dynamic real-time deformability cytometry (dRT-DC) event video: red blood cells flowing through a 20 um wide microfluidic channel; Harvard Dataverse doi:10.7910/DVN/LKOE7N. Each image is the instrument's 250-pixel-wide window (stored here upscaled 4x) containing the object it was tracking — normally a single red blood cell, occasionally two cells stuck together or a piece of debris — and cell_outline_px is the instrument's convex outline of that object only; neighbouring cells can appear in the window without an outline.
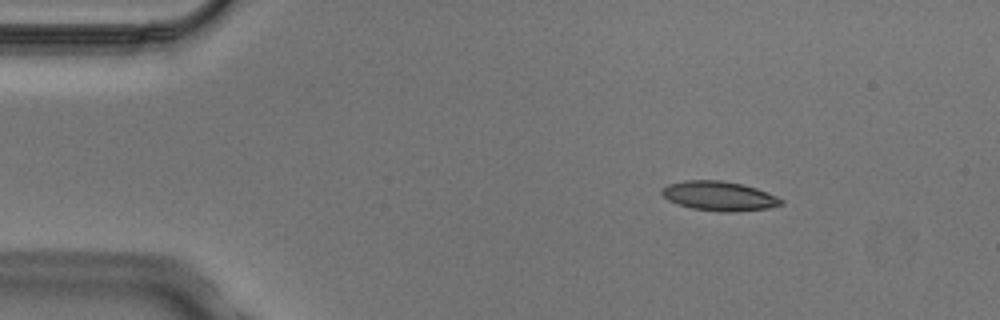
{"species": "Egyptian fruit bat (a non-hibernating species)", "species_latin": "Rousettus aegyptiacus", "temperature_condition": "cold", "stored_images_in_passage": 4, "camera_frame_rate_fps": 3000, "um_per_image_px": 0.085, "animal": {"sex": "male"}, "frame": {"image": 1, "passage_image": 2, "time_ms": 0.333, "image_size_px": [1000, 320], "cell_outline_px": [[784, 204], [768, 208], [736, 212], [724, 212], [692, 208], [676, 204], [668, 200], [660, 192], [660, 188], [668, 184], [684, 180], [720, 180], [744, 184], [756, 188], [776, 196], [784, 200]], "centroid_in_image_um": [61.11, 16.66], "position_along_channel_um": 23.9, "area_um2": 20.63}}